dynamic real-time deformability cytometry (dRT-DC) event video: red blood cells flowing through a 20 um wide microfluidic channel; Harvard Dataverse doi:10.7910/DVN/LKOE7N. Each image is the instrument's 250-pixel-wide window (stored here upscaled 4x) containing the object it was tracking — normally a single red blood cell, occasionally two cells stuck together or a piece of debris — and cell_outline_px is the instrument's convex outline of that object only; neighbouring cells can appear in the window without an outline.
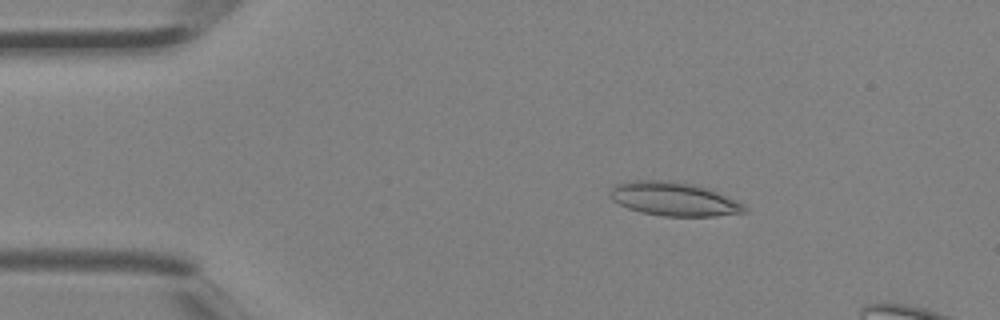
{"species": "Egyptian fruit bat (a non-hibernating species)", "species_latin": "Rousettus aegyptiacus", "temperature_condition": "room temperature", "stored_images_in_passage": 3, "camera_frame_rate_fps": 3000, "um_per_image_px": 0.085, "animal": {"sex": "female"}, "frame": {"image": 1, "passage_image": 1, "time_ms": 0.0, "image_size_px": [1000, 320], "cell_outline_px": [[748, 212], [716, 216], [664, 216], [640, 212], [628, 208], [612, 200], [608, 196], [608, 192], [616, 184], [632, 180], [672, 180], [692, 184], [708, 188], [736, 200], [744, 204], [748, 208]], "centroid_in_image_um": [57.28, 16.91], "position_along_channel_um": 27.7, "area_um2": 26.65}}